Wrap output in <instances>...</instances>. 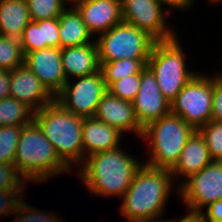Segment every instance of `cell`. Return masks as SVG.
Segmentation results:
<instances>
[{
	"instance_id": "obj_1",
	"label": "cell",
	"mask_w": 222,
	"mask_h": 222,
	"mask_svg": "<svg viewBox=\"0 0 222 222\" xmlns=\"http://www.w3.org/2000/svg\"><path fill=\"white\" fill-rule=\"evenodd\" d=\"M123 150L122 146L92 154L78 167V179L93 196L120 197L131 185L144 163ZM138 160V161H137Z\"/></svg>"
},
{
	"instance_id": "obj_2",
	"label": "cell",
	"mask_w": 222,
	"mask_h": 222,
	"mask_svg": "<svg viewBox=\"0 0 222 222\" xmlns=\"http://www.w3.org/2000/svg\"><path fill=\"white\" fill-rule=\"evenodd\" d=\"M174 182L170 170L142 164L121 198L120 214L126 222L163 217Z\"/></svg>"
},
{
	"instance_id": "obj_3",
	"label": "cell",
	"mask_w": 222,
	"mask_h": 222,
	"mask_svg": "<svg viewBox=\"0 0 222 222\" xmlns=\"http://www.w3.org/2000/svg\"><path fill=\"white\" fill-rule=\"evenodd\" d=\"M13 165L27 183L34 184L47 182L59 174L73 173L34 120L22 126Z\"/></svg>"
},
{
	"instance_id": "obj_4",
	"label": "cell",
	"mask_w": 222,
	"mask_h": 222,
	"mask_svg": "<svg viewBox=\"0 0 222 222\" xmlns=\"http://www.w3.org/2000/svg\"><path fill=\"white\" fill-rule=\"evenodd\" d=\"M34 121L55 147L59 158L75 172L73 168L83 164L81 134L84 118L67 111L54 100L34 112Z\"/></svg>"
},
{
	"instance_id": "obj_5",
	"label": "cell",
	"mask_w": 222,
	"mask_h": 222,
	"mask_svg": "<svg viewBox=\"0 0 222 222\" xmlns=\"http://www.w3.org/2000/svg\"><path fill=\"white\" fill-rule=\"evenodd\" d=\"M196 130L180 116L169 113L152 121L144 129L142 140L150 155L144 163L155 168L171 170L177 163L183 147Z\"/></svg>"
},
{
	"instance_id": "obj_6",
	"label": "cell",
	"mask_w": 222,
	"mask_h": 222,
	"mask_svg": "<svg viewBox=\"0 0 222 222\" xmlns=\"http://www.w3.org/2000/svg\"><path fill=\"white\" fill-rule=\"evenodd\" d=\"M183 48L178 35L170 40L156 41L147 62V67L155 75L162 95L169 102L198 73L187 68Z\"/></svg>"
},
{
	"instance_id": "obj_7",
	"label": "cell",
	"mask_w": 222,
	"mask_h": 222,
	"mask_svg": "<svg viewBox=\"0 0 222 222\" xmlns=\"http://www.w3.org/2000/svg\"><path fill=\"white\" fill-rule=\"evenodd\" d=\"M100 65L119 59H149L156 40L147 32L121 22L95 37Z\"/></svg>"
},
{
	"instance_id": "obj_8",
	"label": "cell",
	"mask_w": 222,
	"mask_h": 222,
	"mask_svg": "<svg viewBox=\"0 0 222 222\" xmlns=\"http://www.w3.org/2000/svg\"><path fill=\"white\" fill-rule=\"evenodd\" d=\"M196 73L170 102V113L199 130L212 118L213 75Z\"/></svg>"
},
{
	"instance_id": "obj_9",
	"label": "cell",
	"mask_w": 222,
	"mask_h": 222,
	"mask_svg": "<svg viewBox=\"0 0 222 222\" xmlns=\"http://www.w3.org/2000/svg\"><path fill=\"white\" fill-rule=\"evenodd\" d=\"M174 191L186 209L193 211H203L211 203L222 200V161L213 160L178 183Z\"/></svg>"
},
{
	"instance_id": "obj_10",
	"label": "cell",
	"mask_w": 222,
	"mask_h": 222,
	"mask_svg": "<svg viewBox=\"0 0 222 222\" xmlns=\"http://www.w3.org/2000/svg\"><path fill=\"white\" fill-rule=\"evenodd\" d=\"M75 79V83L66 81L55 101L79 117L94 116L98 103L108 91L101 70Z\"/></svg>"
},
{
	"instance_id": "obj_11",
	"label": "cell",
	"mask_w": 222,
	"mask_h": 222,
	"mask_svg": "<svg viewBox=\"0 0 222 222\" xmlns=\"http://www.w3.org/2000/svg\"><path fill=\"white\" fill-rule=\"evenodd\" d=\"M121 9L123 22L147 32L156 41L170 40L178 34L167 25L171 12L156 0H121Z\"/></svg>"
},
{
	"instance_id": "obj_12",
	"label": "cell",
	"mask_w": 222,
	"mask_h": 222,
	"mask_svg": "<svg viewBox=\"0 0 222 222\" xmlns=\"http://www.w3.org/2000/svg\"><path fill=\"white\" fill-rule=\"evenodd\" d=\"M132 103L143 128L170 113V102L162 95L155 75L148 67L140 74V88Z\"/></svg>"
},
{
	"instance_id": "obj_13",
	"label": "cell",
	"mask_w": 222,
	"mask_h": 222,
	"mask_svg": "<svg viewBox=\"0 0 222 222\" xmlns=\"http://www.w3.org/2000/svg\"><path fill=\"white\" fill-rule=\"evenodd\" d=\"M24 64L55 97L67 79L61 61V48H44L24 54Z\"/></svg>"
},
{
	"instance_id": "obj_14",
	"label": "cell",
	"mask_w": 222,
	"mask_h": 222,
	"mask_svg": "<svg viewBox=\"0 0 222 222\" xmlns=\"http://www.w3.org/2000/svg\"><path fill=\"white\" fill-rule=\"evenodd\" d=\"M72 6L93 38L123 22L121 0H77Z\"/></svg>"
},
{
	"instance_id": "obj_15",
	"label": "cell",
	"mask_w": 222,
	"mask_h": 222,
	"mask_svg": "<svg viewBox=\"0 0 222 222\" xmlns=\"http://www.w3.org/2000/svg\"><path fill=\"white\" fill-rule=\"evenodd\" d=\"M94 117L122 133L133 132L141 140L144 128L139 124L132 102L107 91L98 103Z\"/></svg>"
},
{
	"instance_id": "obj_16",
	"label": "cell",
	"mask_w": 222,
	"mask_h": 222,
	"mask_svg": "<svg viewBox=\"0 0 222 222\" xmlns=\"http://www.w3.org/2000/svg\"><path fill=\"white\" fill-rule=\"evenodd\" d=\"M9 96L26 103L34 111L40 110L55 100V97L25 64L10 71Z\"/></svg>"
},
{
	"instance_id": "obj_17",
	"label": "cell",
	"mask_w": 222,
	"mask_h": 222,
	"mask_svg": "<svg viewBox=\"0 0 222 222\" xmlns=\"http://www.w3.org/2000/svg\"><path fill=\"white\" fill-rule=\"evenodd\" d=\"M124 135L94 116L84 118L81 134L83 162L92 154L120 147Z\"/></svg>"
},
{
	"instance_id": "obj_18",
	"label": "cell",
	"mask_w": 222,
	"mask_h": 222,
	"mask_svg": "<svg viewBox=\"0 0 222 222\" xmlns=\"http://www.w3.org/2000/svg\"><path fill=\"white\" fill-rule=\"evenodd\" d=\"M61 61L67 80L100 71L101 65L95 39L89 44L61 48Z\"/></svg>"
},
{
	"instance_id": "obj_19",
	"label": "cell",
	"mask_w": 222,
	"mask_h": 222,
	"mask_svg": "<svg viewBox=\"0 0 222 222\" xmlns=\"http://www.w3.org/2000/svg\"><path fill=\"white\" fill-rule=\"evenodd\" d=\"M204 137L196 130L182 149L175 166L170 170L172 178L187 179L212 162Z\"/></svg>"
},
{
	"instance_id": "obj_20",
	"label": "cell",
	"mask_w": 222,
	"mask_h": 222,
	"mask_svg": "<svg viewBox=\"0 0 222 222\" xmlns=\"http://www.w3.org/2000/svg\"><path fill=\"white\" fill-rule=\"evenodd\" d=\"M23 53L44 48H60L59 19L30 21L20 38Z\"/></svg>"
},
{
	"instance_id": "obj_21",
	"label": "cell",
	"mask_w": 222,
	"mask_h": 222,
	"mask_svg": "<svg viewBox=\"0 0 222 222\" xmlns=\"http://www.w3.org/2000/svg\"><path fill=\"white\" fill-rule=\"evenodd\" d=\"M30 21L26 0H0V35L20 39Z\"/></svg>"
},
{
	"instance_id": "obj_22",
	"label": "cell",
	"mask_w": 222,
	"mask_h": 222,
	"mask_svg": "<svg viewBox=\"0 0 222 222\" xmlns=\"http://www.w3.org/2000/svg\"><path fill=\"white\" fill-rule=\"evenodd\" d=\"M58 19L60 48L80 46L93 42V35L88 31L81 15L72 5L71 7L69 5Z\"/></svg>"
},
{
	"instance_id": "obj_23",
	"label": "cell",
	"mask_w": 222,
	"mask_h": 222,
	"mask_svg": "<svg viewBox=\"0 0 222 222\" xmlns=\"http://www.w3.org/2000/svg\"><path fill=\"white\" fill-rule=\"evenodd\" d=\"M34 110L12 97L0 100V127L24 126L34 120Z\"/></svg>"
},
{
	"instance_id": "obj_24",
	"label": "cell",
	"mask_w": 222,
	"mask_h": 222,
	"mask_svg": "<svg viewBox=\"0 0 222 222\" xmlns=\"http://www.w3.org/2000/svg\"><path fill=\"white\" fill-rule=\"evenodd\" d=\"M148 59H119L101 64L100 70L103 74L106 87L108 88L114 81L125 76L141 74L147 67Z\"/></svg>"
},
{
	"instance_id": "obj_25",
	"label": "cell",
	"mask_w": 222,
	"mask_h": 222,
	"mask_svg": "<svg viewBox=\"0 0 222 222\" xmlns=\"http://www.w3.org/2000/svg\"><path fill=\"white\" fill-rule=\"evenodd\" d=\"M24 64L20 39L0 35V69L12 71Z\"/></svg>"
},
{
	"instance_id": "obj_26",
	"label": "cell",
	"mask_w": 222,
	"mask_h": 222,
	"mask_svg": "<svg viewBox=\"0 0 222 222\" xmlns=\"http://www.w3.org/2000/svg\"><path fill=\"white\" fill-rule=\"evenodd\" d=\"M32 21L59 18L68 7L64 0H26Z\"/></svg>"
},
{
	"instance_id": "obj_27",
	"label": "cell",
	"mask_w": 222,
	"mask_h": 222,
	"mask_svg": "<svg viewBox=\"0 0 222 222\" xmlns=\"http://www.w3.org/2000/svg\"><path fill=\"white\" fill-rule=\"evenodd\" d=\"M22 126L0 127V163L14 164Z\"/></svg>"
},
{
	"instance_id": "obj_28",
	"label": "cell",
	"mask_w": 222,
	"mask_h": 222,
	"mask_svg": "<svg viewBox=\"0 0 222 222\" xmlns=\"http://www.w3.org/2000/svg\"><path fill=\"white\" fill-rule=\"evenodd\" d=\"M198 131L206 141L212 160L222 161V123L211 120Z\"/></svg>"
},
{
	"instance_id": "obj_29",
	"label": "cell",
	"mask_w": 222,
	"mask_h": 222,
	"mask_svg": "<svg viewBox=\"0 0 222 222\" xmlns=\"http://www.w3.org/2000/svg\"><path fill=\"white\" fill-rule=\"evenodd\" d=\"M139 88L140 74H133L114 81L107 90L122 100L133 102Z\"/></svg>"
},
{
	"instance_id": "obj_30",
	"label": "cell",
	"mask_w": 222,
	"mask_h": 222,
	"mask_svg": "<svg viewBox=\"0 0 222 222\" xmlns=\"http://www.w3.org/2000/svg\"><path fill=\"white\" fill-rule=\"evenodd\" d=\"M25 199L20 203L14 218L11 222H63L58 214L39 210L38 208L25 203Z\"/></svg>"
},
{
	"instance_id": "obj_31",
	"label": "cell",
	"mask_w": 222,
	"mask_h": 222,
	"mask_svg": "<svg viewBox=\"0 0 222 222\" xmlns=\"http://www.w3.org/2000/svg\"><path fill=\"white\" fill-rule=\"evenodd\" d=\"M26 185L14 165L0 163V190H26Z\"/></svg>"
},
{
	"instance_id": "obj_32",
	"label": "cell",
	"mask_w": 222,
	"mask_h": 222,
	"mask_svg": "<svg viewBox=\"0 0 222 222\" xmlns=\"http://www.w3.org/2000/svg\"><path fill=\"white\" fill-rule=\"evenodd\" d=\"M23 192L24 190H0V217L14 216L25 198Z\"/></svg>"
},
{
	"instance_id": "obj_33",
	"label": "cell",
	"mask_w": 222,
	"mask_h": 222,
	"mask_svg": "<svg viewBox=\"0 0 222 222\" xmlns=\"http://www.w3.org/2000/svg\"><path fill=\"white\" fill-rule=\"evenodd\" d=\"M211 120L222 123V72L213 75V102Z\"/></svg>"
},
{
	"instance_id": "obj_34",
	"label": "cell",
	"mask_w": 222,
	"mask_h": 222,
	"mask_svg": "<svg viewBox=\"0 0 222 222\" xmlns=\"http://www.w3.org/2000/svg\"><path fill=\"white\" fill-rule=\"evenodd\" d=\"M202 211L207 222H222V200L215 201Z\"/></svg>"
},
{
	"instance_id": "obj_35",
	"label": "cell",
	"mask_w": 222,
	"mask_h": 222,
	"mask_svg": "<svg viewBox=\"0 0 222 222\" xmlns=\"http://www.w3.org/2000/svg\"><path fill=\"white\" fill-rule=\"evenodd\" d=\"M158 3L162 4L164 7H168L167 9L170 11L178 10L181 12L187 11L189 9H193L192 0H156ZM171 8V9H170Z\"/></svg>"
},
{
	"instance_id": "obj_36",
	"label": "cell",
	"mask_w": 222,
	"mask_h": 222,
	"mask_svg": "<svg viewBox=\"0 0 222 222\" xmlns=\"http://www.w3.org/2000/svg\"><path fill=\"white\" fill-rule=\"evenodd\" d=\"M10 71L0 69V100L9 97Z\"/></svg>"
},
{
	"instance_id": "obj_37",
	"label": "cell",
	"mask_w": 222,
	"mask_h": 222,
	"mask_svg": "<svg viewBox=\"0 0 222 222\" xmlns=\"http://www.w3.org/2000/svg\"><path fill=\"white\" fill-rule=\"evenodd\" d=\"M187 211V215H184L181 218L170 219V222H207L202 211H193L190 209Z\"/></svg>"
},
{
	"instance_id": "obj_38",
	"label": "cell",
	"mask_w": 222,
	"mask_h": 222,
	"mask_svg": "<svg viewBox=\"0 0 222 222\" xmlns=\"http://www.w3.org/2000/svg\"><path fill=\"white\" fill-rule=\"evenodd\" d=\"M161 216L152 217V218H144V219H137L133 221H127V222H170L169 219H162Z\"/></svg>"
},
{
	"instance_id": "obj_39",
	"label": "cell",
	"mask_w": 222,
	"mask_h": 222,
	"mask_svg": "<svg viewBox=\"0 0 222 222\" xmlns=\"http://www.w3.org/2000/svg\"><path fill=\"white\" fill-rule=\"evenodd\" d=\"M207 1H208V0H207ZM192 2H193V5H194V2H196V1H195V0H192ZM209 2H210L211 4H212V3H214V4L216 3V4H217L218 2L222 3V0H209L208 3H209Z\"/></svg>"
},
{
	"instance_id": "obj_40",
	"label": "cell",
	"mask_w": 222,
	"mask_h": 222,
	"mask_svg": "<svg viewBox=\"0 0 222 222\" xmlns=\"http://www.w3.org/2000/svg\"><path fill=\"white\" fill-rule=\"evenodd\" d=\"M67 4H69L70 2V6L73 5L77 0H64Z\"/></svg>"
}]
</instances>
